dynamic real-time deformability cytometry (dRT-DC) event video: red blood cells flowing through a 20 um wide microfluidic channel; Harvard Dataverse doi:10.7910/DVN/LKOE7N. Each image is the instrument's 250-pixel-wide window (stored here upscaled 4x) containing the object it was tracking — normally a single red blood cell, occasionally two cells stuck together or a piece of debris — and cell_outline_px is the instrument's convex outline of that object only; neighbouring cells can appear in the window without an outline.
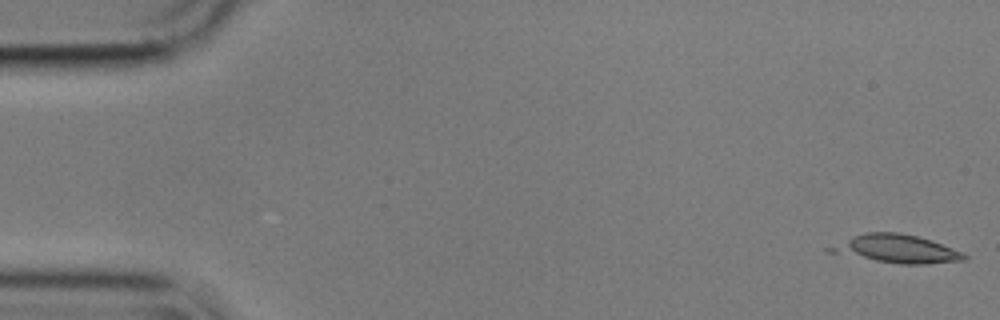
{"species": "common noctule bat (a hibernating species)", "species_latin": "Nyctalus noctula", "temperature_condition": "cold", "stored_images_in_passage": 11, "camera_frame_rate_fps": 3000, "um_per_image_px": 0.085, "animal": {"sex": "male", "body_mass_g": 17.9}, "frame": {"image": 1, "passage_image": 1, "time_ms": 0.0, "image_size_px": [1000, 320], "cell_outline_px": [[968, 256], [964, 260], [924, 264], [900, 264], [824, 252], [824, 248], [852, 236], [864, 232], [896, 232], [916, 236], [932, 240], [964, 252]], "centroid_in_image_um": [76.14, 21.15], "position_along_channel_um": 8.9, "area_um2": 22.2}}